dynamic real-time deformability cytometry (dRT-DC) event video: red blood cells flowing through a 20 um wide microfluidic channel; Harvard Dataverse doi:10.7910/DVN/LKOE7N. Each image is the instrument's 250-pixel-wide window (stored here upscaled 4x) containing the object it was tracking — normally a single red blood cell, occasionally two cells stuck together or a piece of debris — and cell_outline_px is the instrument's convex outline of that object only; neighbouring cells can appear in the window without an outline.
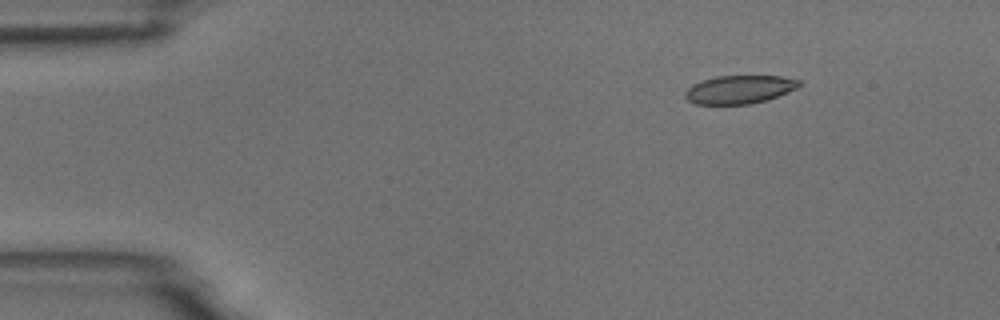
{"species": "common noctule bat (a hibernating species)", "species_latin": "Nyctalus noctula", "temperature_condition": "room temperature", "stored_images_in_passage": 4, "camera_frame_rate_fps": 3000, "um_per_image_px": 0.085, "animal": {"sex": "male", "body_mass_g": 18.8}, "frame": {"image": 1, "passage_image": 2, "time_ms": 1.333, "image_size_px": [1000, 320], "cell_outline_px": [[800, 84], [796, 88], [788, 92], [768, 100], [748, 104], [696, 104], [688, 100], [684, 96], [684, 92], [692, 84], [716, 76], [780, 76], [800, 80]], "centroid_in_image_um": [62.84, 7.61], "position_along_channel_um": 22.2, "area_um2": 18.73}}